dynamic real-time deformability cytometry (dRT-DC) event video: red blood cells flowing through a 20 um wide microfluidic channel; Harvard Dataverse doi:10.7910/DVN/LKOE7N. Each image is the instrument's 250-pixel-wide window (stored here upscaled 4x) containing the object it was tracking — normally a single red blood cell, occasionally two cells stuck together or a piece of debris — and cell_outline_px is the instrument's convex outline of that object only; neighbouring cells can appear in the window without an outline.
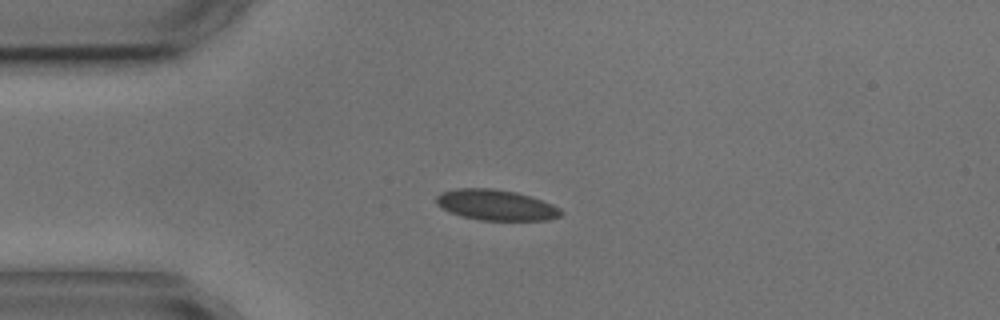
{"species": "common noctule bat (a hibernating species)", "species_latin": "Nyctalus noctula", "temperature_condition": "cold", "stored_images_in_passage": 8, "camera_frame_rate_fps": 3000, "um_per_image_px": 0.085, "animal": {"sex": "male", "body_mass_g": 17.9, "forearm_length_mm": 54.2}, "frame": {"image": 1, "passage_image": 2, "time_ms": 1.333, "image_size_px": [1000, 320], "cell_outline_px": [[564, 212], [560, 216], [548, 220], [480, 220], [464, 216], [452, 212], [436, 204], [436, 196], [440, 192], [456, 188], [492, 188], [516, 192], [552, 204], [560, 208]], "centroid_in_image_um": [42.16, 17.42], "position_along_channel_um": 42.8, "area_um2": 22.08}}
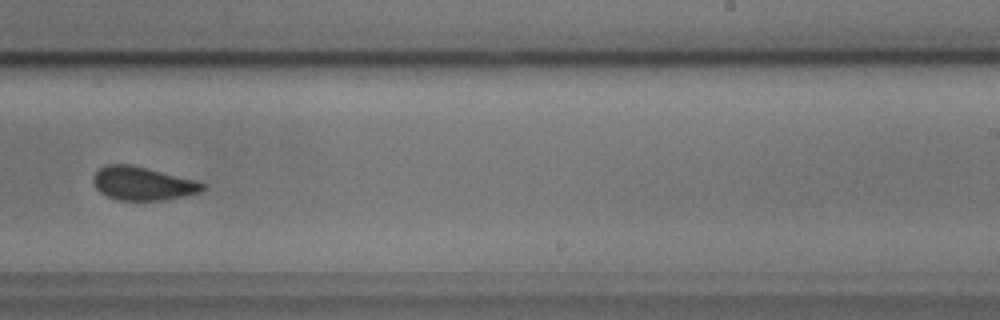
{"frame": {"image": 2, "passage_image": 8, "time_ms": 8.333, "image_size_px": [1000, 320], "cell_outline_px": [[204, 188], [200, 192], [184, 196], [164, 200], [116, 200], [100, 192], [92, 184], [92, 176], [104, 164], [132, 164], [196, 180], [204, 184]], "centroid_in_image_um": [12.08, 15.59], "position_along_channel_um": 276.9, "area_um2": 21.44}}